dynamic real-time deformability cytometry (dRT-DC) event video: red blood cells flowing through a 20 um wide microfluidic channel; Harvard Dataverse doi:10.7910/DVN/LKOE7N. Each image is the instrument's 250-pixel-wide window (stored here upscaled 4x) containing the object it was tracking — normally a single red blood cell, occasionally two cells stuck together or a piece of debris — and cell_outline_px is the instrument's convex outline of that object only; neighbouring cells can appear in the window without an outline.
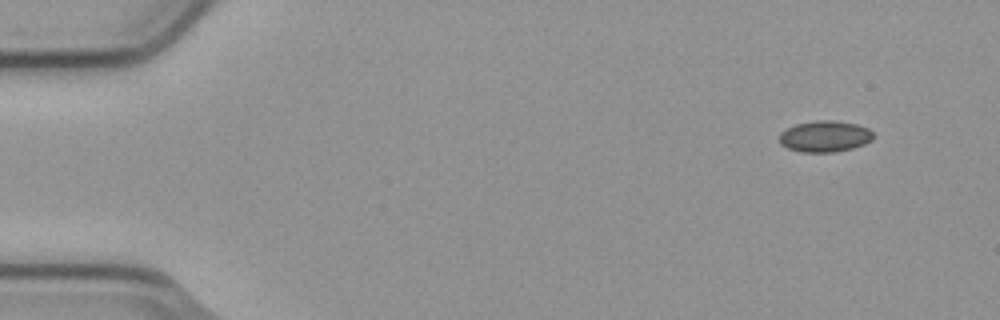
{"species": "common noctule bat (a hibernating species)", "species_latin": "Nyctalus noctula", "temperature_condition": "cold", "stored_images_in_passage": 6, "camera_frame_rate_fps": 3000, "um_per_image_px": 0.085, "animal": {"sex": "male", "body_mass_g": 23.1, "forearm_length_mm": 52.7}, "frame": {"image": 1, "passage_image": 1, "time_ms": 0.0, "image_size_px": [1000, 320], "cell_outline_px": [[876, 136], [872, 140], [864, 144], [852, 148], [832, 152], [800, 152], [788, 148], [780, 144], [780, 132], [784, 128], [796, 124], [816, 120], [836, 120], [856, 124], [868, 128]], "centroid_in_image_um": [70.11, 11.58], "position_along_channel_um": 14.9, "area_um2": 17.28}}
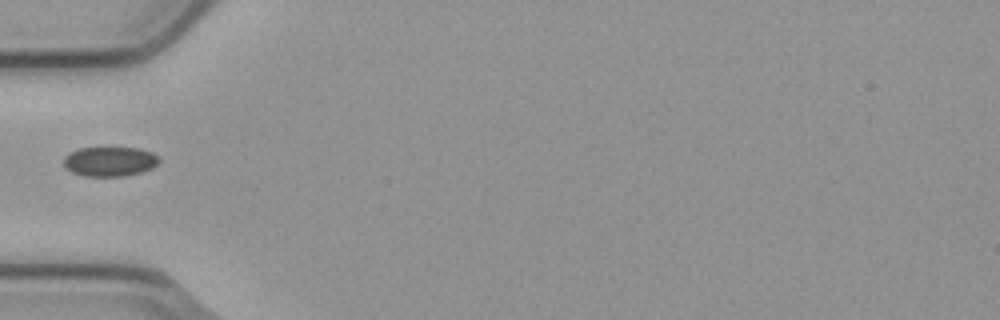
{"frame": {"image": 2, "passage_image": 5, "time_ms": 1.333, "image_size_px": [1000, 320], "cell_outline_px": [[160, 160], [152, 168], [140, 172], [124, 176], [84, 176], [72, 172], [64, 164], [64, 156], [80, 148], [140, 148], [152, 152]], "centroid_in_image_um": [9.34, 13.72], "position_along_channel_um": 75.7, "area_um2": 16.24}}
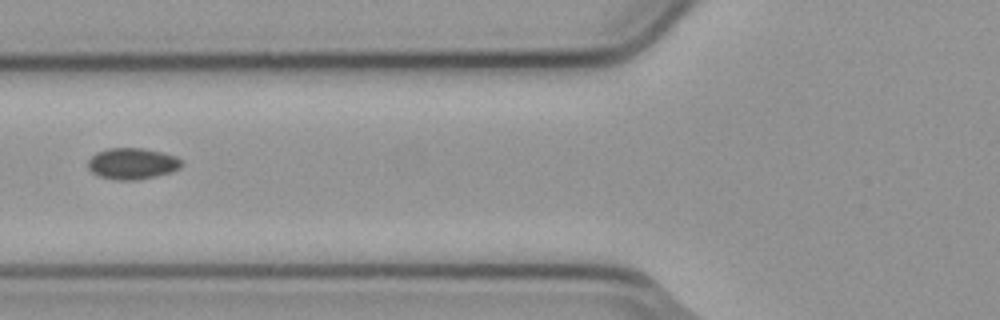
{"frame": {"image": 3, "passage_image": 6, "time_ms": 1.667, "image_size_px": [1000, 320], "cell_outline_px": [[184, 164], [180, 168], [172, 172], [156, 176], [136, 180], [116, 180], [100, 176], [92, 172], [88, 168], [88, 160], [96, 152], [108, 148], [144, 148], [164, 152], [176, 156]], "centroid_in_image_um": [11.27, 13.9], "position_along_channel_um": 114.5, "area_um2": 17.22}}